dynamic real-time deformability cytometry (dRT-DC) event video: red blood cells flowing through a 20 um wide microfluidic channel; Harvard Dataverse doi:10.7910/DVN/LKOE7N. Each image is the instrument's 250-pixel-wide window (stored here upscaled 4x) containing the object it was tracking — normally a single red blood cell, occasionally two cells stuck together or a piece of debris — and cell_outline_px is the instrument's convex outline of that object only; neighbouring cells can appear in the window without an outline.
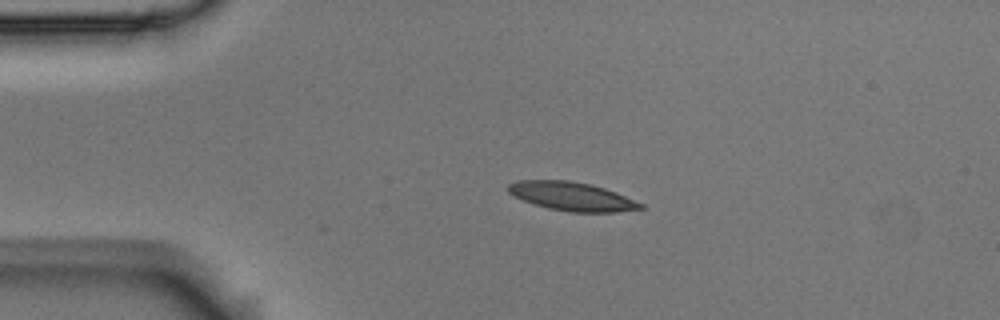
{"species": "Egyptian fruit bat (a non-hibernating species)", "species_latin": "Rousettus aegyptiacus", "temperature_condition": "room temperature", "stored_images_in_passage": 5, "camera_frame_rate_fps": 3000, "um_per_image_px": 0.085, "animal": {"sex": "male"}, "frame": {"image": 1, "passage_image": 4, "time_ms": 1.0, "image_size_px": [1000, 320], "cell_outline_px": [[644, 208], [616, 212], [568, 212], [548, 208], [524, 200], [508, 192], [508, 184], [516, 180], [568, 180], [592, 184], [616, 192], [644, 204]], "centroid_in_image_um": [48.63, 16.68], "position_along_channel_um": 36.4, "area_um2": 22.02}}